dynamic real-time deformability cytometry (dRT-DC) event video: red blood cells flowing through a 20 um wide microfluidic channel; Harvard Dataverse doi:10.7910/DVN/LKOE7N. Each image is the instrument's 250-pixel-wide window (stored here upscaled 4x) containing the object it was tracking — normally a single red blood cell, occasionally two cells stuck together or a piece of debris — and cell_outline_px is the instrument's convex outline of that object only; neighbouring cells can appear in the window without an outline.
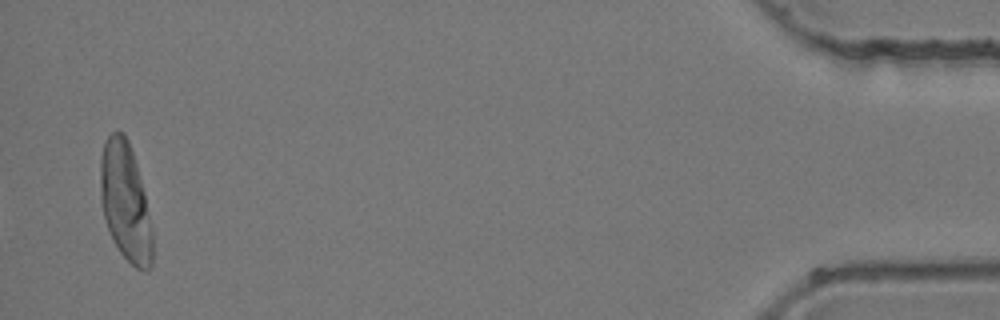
{"species": "common noctule bat (a hibernating species)", "species_latin": "Nyctalus noctula", "temperature_condition": "room temperature", "stored_images_in_passage": 30, "segment_of_instrument_passage": [2, 2], "camera_frame_rate_fps": 3000, "um_per_image_px": 0.085, "animal": {"sex": "female", "body_mass_g": 24.6, "forearm_length_mm": 56.2}, "frame": {"image": 1, "passage_image": 30, "time_ms": 9.667, "image_size_px": [1000, 320], "cell_outline_px": [[152, 268], [148, 272], [144, 272], [136, 268], [120, 252], [104, 220], [100, 200], [100, 156], [104, 140], [116, 128], [124, 132], [128, 140], [136, 164], [144, 192], [152, 232]], "centroid_in_image_um": [10.63, 17.13], "position_along_channel_um": 424.6, "area_um2": 36.01}}